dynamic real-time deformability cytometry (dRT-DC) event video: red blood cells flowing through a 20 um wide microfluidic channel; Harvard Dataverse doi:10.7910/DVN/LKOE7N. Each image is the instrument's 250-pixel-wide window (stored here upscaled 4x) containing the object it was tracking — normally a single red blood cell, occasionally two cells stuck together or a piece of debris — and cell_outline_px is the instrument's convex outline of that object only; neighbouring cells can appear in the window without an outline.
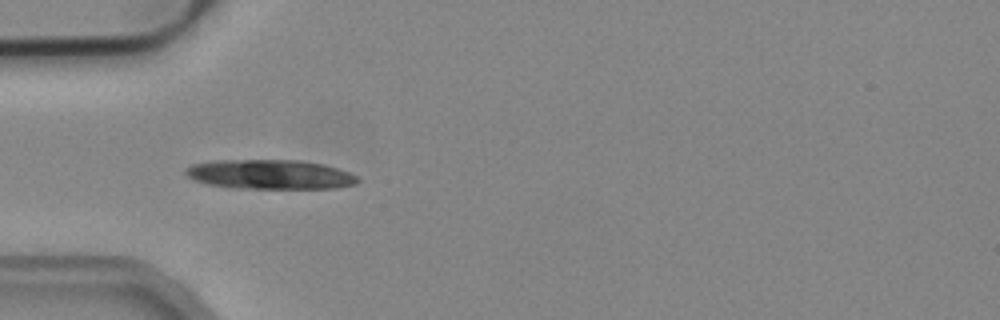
{"species": "common noctule bat (a hibernating species)", "species_latin": "Nyctalus noctula", "temperature_condition": "cold", "stored_images_in_passage": 7, "camera_frame_rate_fps": 3000, "um_per_image_px": 0.085, "animal": {"sex": "male", "body_mass_g": 19.2, "forearm_length_mm": 51.8}, "frame": {"image": 1, "passage_image": 4, "time_ms": 1.0, "image_size_px": [1000, 320], "cell_outline_px": [[360, 180], [356, 184], [336, 188], [232, 188], [208, 184], [192, 180], [184, 172], [184, 168], [192, 164], [212, 160], [300, 160], [324, 164], [348, 172], [356, 176]], "centroid_in_image_um": [22.91, 14.82], "position_along_channel_um": 62.1, "area_um2": 29.71}}